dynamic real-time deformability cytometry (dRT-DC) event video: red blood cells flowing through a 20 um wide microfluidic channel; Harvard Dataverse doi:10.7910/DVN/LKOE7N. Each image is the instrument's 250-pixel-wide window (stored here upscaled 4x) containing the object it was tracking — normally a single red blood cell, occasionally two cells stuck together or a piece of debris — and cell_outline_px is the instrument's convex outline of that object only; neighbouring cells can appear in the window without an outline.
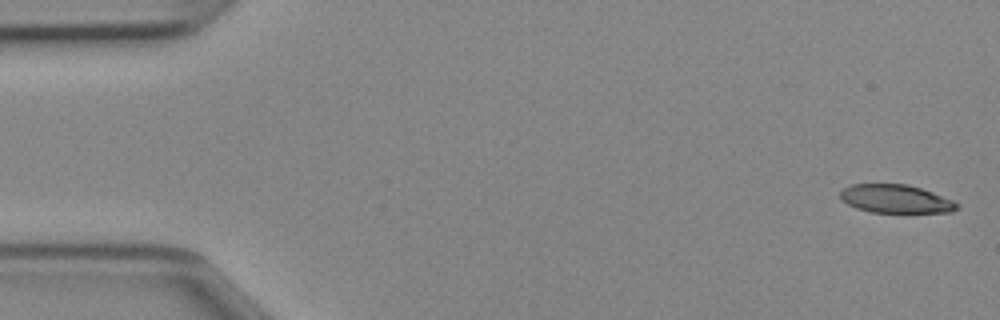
{"species": "Egyptian fruit bat (a non-hibernating species)", "species_latin": "Rousettus aegyptiacus", "temperature_condition": "cold", "stored_images_in_passage": 46, "camera_frame_rate_fps": 3000, "um_per_image_px": 0.085, "animal": {"sex": "female"}, "frame": {"image": 1, "passage_image": 1, "time_ms": 0.0, "image_size_px": [1000, 320], "cell_outline_px": [[960, 208], [952, 212], [872, 212], [856, 208], [848, 204], [840, 196], [840, 192], [844, 188], [852, 184], [908, 184], [932, 192], [952, 200], [960, 204]], "centroid_in_image_um": [76.17, 16.9], "position_along_channel_um": 8.8, "area_um2": 19.13}}
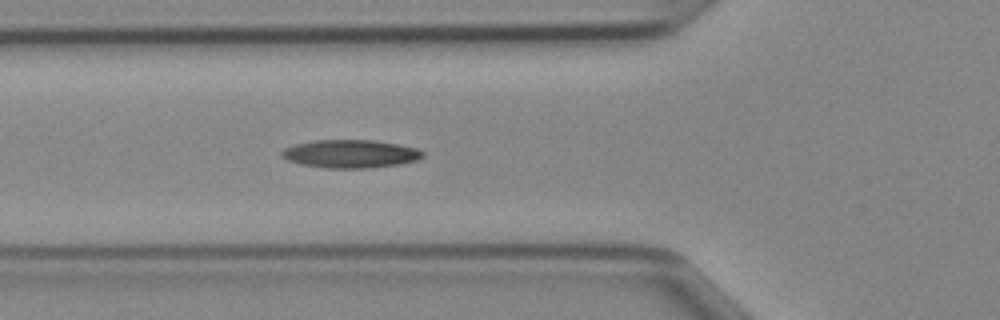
{"frame": {"image": 2, "passage_image": 16, "time_ms": 5.0, "image_size_px": [1000, 320], "cell_outline_px": [[424, 156], [416, 160], [400, 164], [368, 168], [324, 168], [300, 164], [288, 160], [280, 156], [280, 152], [284, 148], [296, 144], [312, 140], [372, 140], [396, 144], [416, 148], [424, 152]], "centroid_in_image_um": [29.75, 13.08], "position_along_channel_um": 96.0, "area_um2": 23.12}}
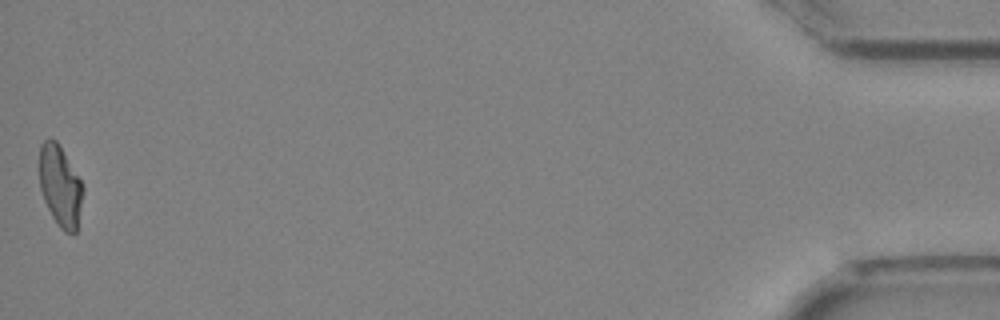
{"frame": {"image": 3, "passage_image": 46, "time_ms": 15.0, "image_size_px": [1000, 320], "cell_outline_px": [[84, 192], [76, 232], [64, 232], [60, 228], [52, 216], [44, 200], [40, 188], [40, 144], [48, 136], [56, 140], [84, 184]], "centroid_in_image_um": [5.13, 15.79], "position_along_channel_um": 430.1, "area_um2": 20.63}}